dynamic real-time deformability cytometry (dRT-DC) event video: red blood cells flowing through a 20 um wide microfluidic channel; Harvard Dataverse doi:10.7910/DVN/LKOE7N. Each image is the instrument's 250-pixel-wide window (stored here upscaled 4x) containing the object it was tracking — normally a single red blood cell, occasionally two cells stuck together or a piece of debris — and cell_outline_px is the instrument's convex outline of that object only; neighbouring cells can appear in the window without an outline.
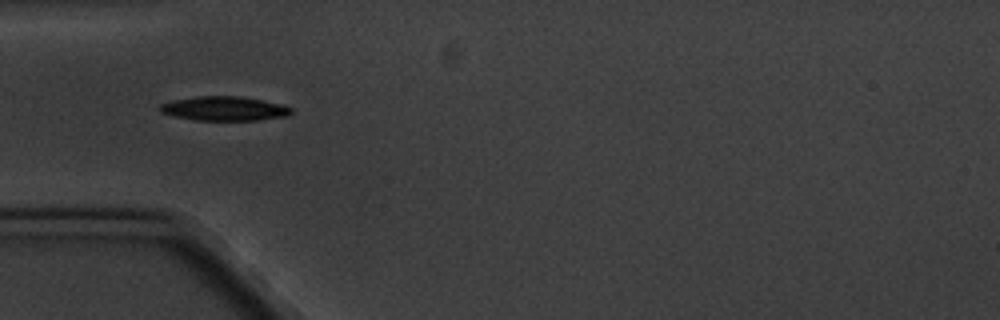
{"species": "common noctule bat (a hibernating species)", "species_latin": "Nyctalus noctula", "temperature_condition": "cold", "stored_images_in_passage": 9, "camera_frame_rate_fps": 3000, "um_per_image_px": 0.085, "animal": {"sex": "male", "body_mass_g": 20.1, "forearm_length_mm": 53.5}, "frame": {"image": 1, "passage_image": 2, "time_ms": 1.0, "image_size_px": [1000, 320], "cell_outline_px": [[292, 112], [288, 116], [256, 120], [196, 120], [176, 116], [160, 112], [156, 108], [160, 104], [172, 100], [196, 96], [240, 96], [284, 104], [292, 108]], "centroid_in_image_um": [19.06, 9.22], "position_along_channel_um": 65.9, "area_um2": 18.67}}
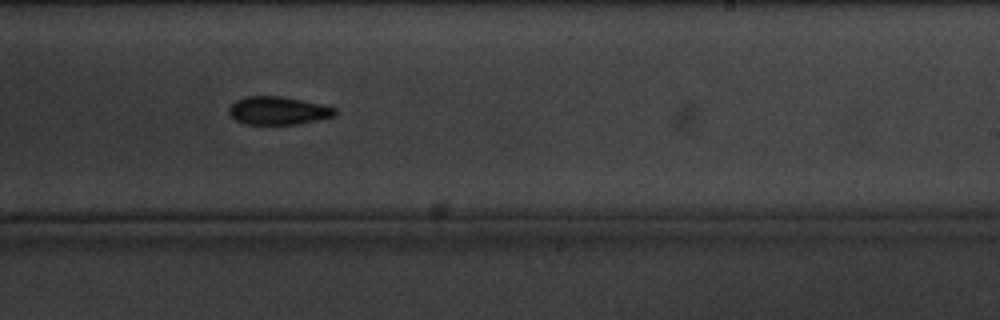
{"frame": {"image": 2, "passage_image": 7, "time_ms": 7.0, "image_size_px": [1000, 320], "cell_outline_px": [[336, 112], [332, 116], [316, 120], [296, 124], [244, 124], [236, 120], [228, 112], [228, 108], [236, 100], [248, 96], [280, 96], [320, 104], [336, 108]], "centroid_in_image_um": [23.59, 9.4], "position_along_channel_um": 265.4, "area_um2": 17.05}}